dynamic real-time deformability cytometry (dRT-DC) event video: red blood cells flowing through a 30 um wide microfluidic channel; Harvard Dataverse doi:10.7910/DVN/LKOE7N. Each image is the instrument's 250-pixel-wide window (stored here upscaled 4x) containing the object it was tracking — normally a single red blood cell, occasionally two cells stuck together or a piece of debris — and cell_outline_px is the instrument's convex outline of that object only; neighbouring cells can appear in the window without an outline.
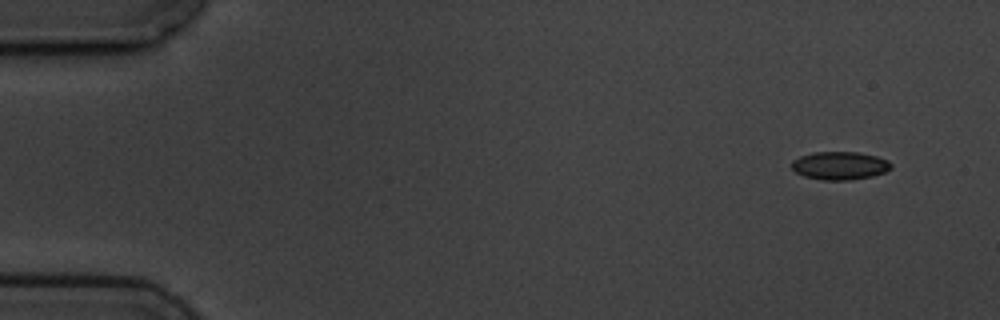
{"species": "common noctule bat (a hibernating species)", "species_latin": "Nyctalus noctula", "temperature_condition": "cold", "stored_images_in_passage": 7, "camera_frame_rate_fps": 3000, "um_per_image_px": 0.085, "animal": {"sex": "male", "body_mass_g": 19.5, "forearm_length_mm": 54.6}, "frame": {"image": 1, "passage_image": 1, "time_ms": 0.0, "image_size_px": [1000, 320], "cell_outline_px": [[892, 168], [884, 172], [872, 176], [852, 180], [820, 180], [804, 176], [796, 172], [792, 168], [792, 160], [800, 156], [812, 152], [860, 152], [876, 156], [888, 160], [892, 164]], "centroid_in_image_um": [71.39, 14.08], "position_along_channel_um": 13.6, "area_um2": 16.42}}
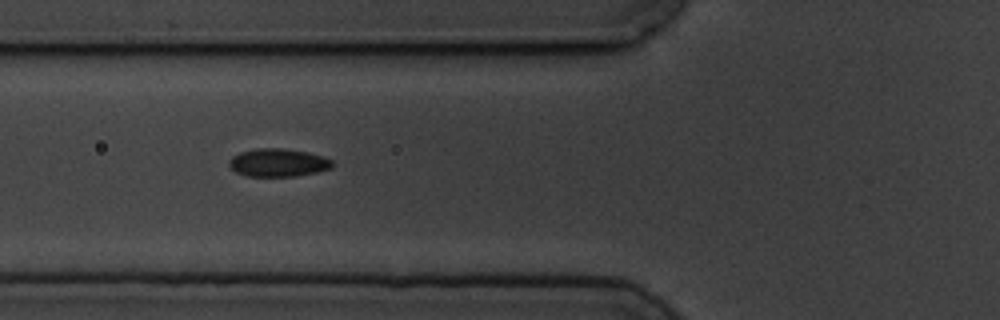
{"frame": {"image": 2, "passage_image": 6, "time_ms": 5.667, "image_size_px": [1000, 320], "cell_outline_px": [[332, 168], [316, 172], [296, 176], [248, 176], [236, 172], [228, 164], [228, 160], [232, 156], [240, 152], [256, 148], [280, 148], [308, 152], [324, 156], [332, 160]], "centroid_in_image_um": [23.63, 13.82], "position_along_channel_um": 102.2, "area_um2": 16.88}}
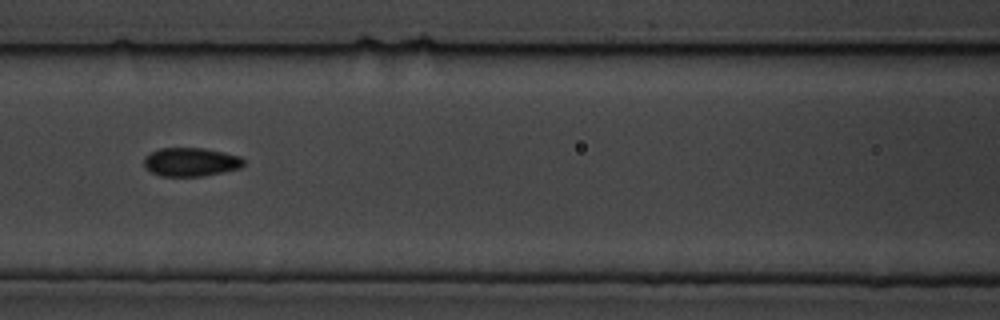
{"frame": {"image": 3, "passage_image": 7, "time_ms": 7.0, "image_size_px": [1000, 320], "cell_outline_px": [[244, 164], [240, 168], [224, 172], [204, 176], [160, 176], [144, 168], [144, 156], [160, 148], [204, 148], [224, 152], [240, 156], [244, 160]], "centroid_in_image_um": [16.22, 13.77], "position_along_channel_um": 150.4, "area_um2": 16.76}}